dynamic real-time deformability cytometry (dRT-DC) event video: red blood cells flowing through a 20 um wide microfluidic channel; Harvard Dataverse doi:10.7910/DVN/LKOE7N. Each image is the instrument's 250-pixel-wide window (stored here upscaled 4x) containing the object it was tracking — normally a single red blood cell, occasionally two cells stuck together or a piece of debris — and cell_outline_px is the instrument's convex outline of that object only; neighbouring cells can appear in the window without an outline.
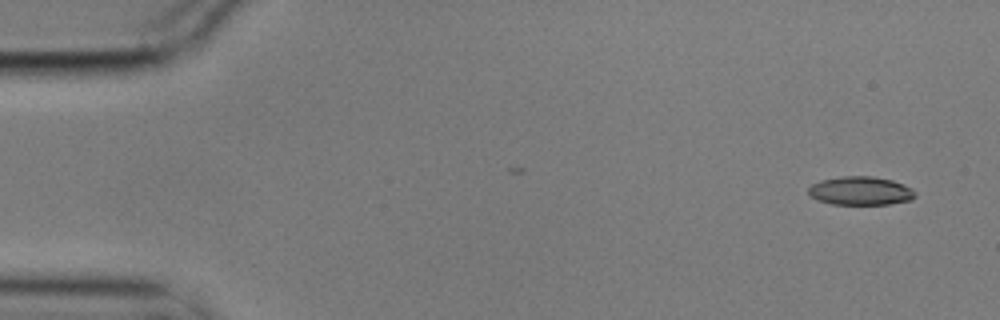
{"species": "common noctule bat (a hibernating species)", "species_latin": "Nyctalus noctula", "temperature_condition": "cold", "stored_images_in_passage": 2, "camera_frame_rate_fps": 3000, "um_per_image_px": 0.085, "animal": {"sex": "male", "body_mass_g": 17.9}, "frame": {"image": 1, "passage_image": 2, "time_ms": 0.333, "image_size_px": [1000, 320], "cell_outline_px": [[916, 196], [912, 200], [888, 204], [832, 204], [816, 200], [808, 192], [808, 188], [812, 184], [820, 180], [844, 176], [872, 176], [892, 180], [904, 184], [912, 188], [916, 192]], "centroid_in_image_um": [73.17, 16.22], "position_along_channel_um": 11.8, "area_um2": 17.86}}